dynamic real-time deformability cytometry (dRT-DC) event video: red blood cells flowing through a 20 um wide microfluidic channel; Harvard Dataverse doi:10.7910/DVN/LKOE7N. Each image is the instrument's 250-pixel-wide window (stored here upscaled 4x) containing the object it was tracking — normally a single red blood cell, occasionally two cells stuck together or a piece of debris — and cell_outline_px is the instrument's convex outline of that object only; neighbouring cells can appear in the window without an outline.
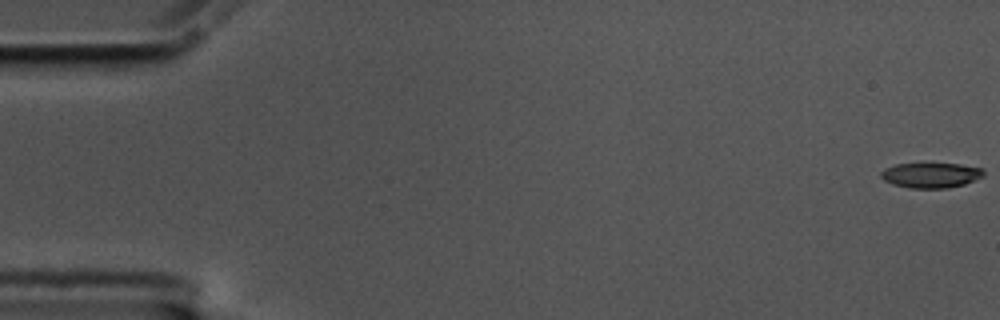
{"species": "common noctule bat (a hibernating species)", "species_latin": "Nyctalus noctula", "temperature_condition": "cold", "stored_images_in_passage": 59, "camera_frame_rate_fps": 3000, "um_per_image_px": 0.085, "animal": {"sex": "male", "body_mass_g": 17.5, "forearm_length_mm": 52.3}, "frame": {"image": 1, "passage_image": 1, "time_ms": 0.0, "image_size_px": [1000, 320], "cell_outline_px": [[984, 176], [964, 184], [948, 188], [908, 188], [892, 184], [884, 180], [880, 176], [880, 172], [884, 168], [896, 164], [924, 160], [960, 164], [984, 168]], "centroid_in_image_um": [79.1, 14.83], "position_along_channel_um": 5.9, "area_um2": 16.01}}
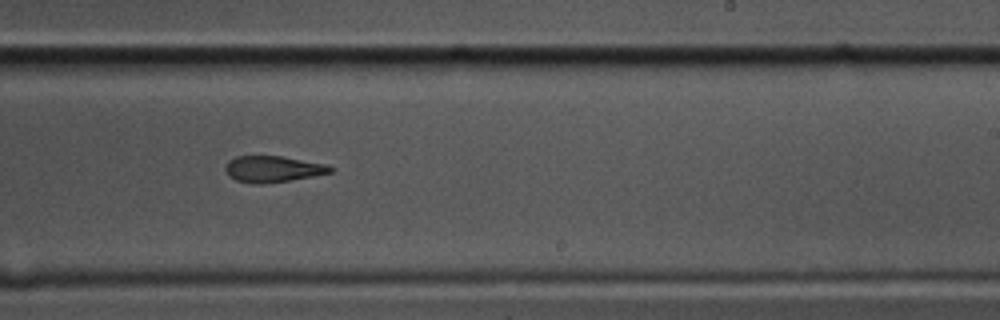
{"frame": {"image": 2, "passage_image": 36, "time_ms": 11.667, "image_size_px": [1000, 320], "cell_outline_px": [[332, 172], [312, 176], [288, 180], [260, 184], [252, 184], [236, 180], [228, 176], [224, 168], [228, 160], [236, 156], [280, 156], [328, 164], [332, 168]], "centroid_in_image_um": [23.15, 14.36], "position_along_channel_um": 265.9, "area_um2": 16.01}}
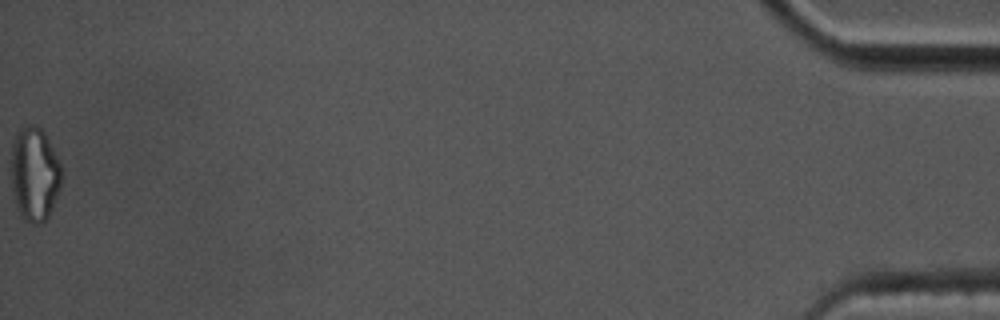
{"frame": {"image": 3, "passage_image": 59, "time_ms": 19.333, "image_size_px": [1000, 320], "cell_outline_px": [[60, 188], [52, 208], [48, 216], [40, 224], [32, 224], [24, 220], [16, 204], [12, 184], [12, 144], [20, 128], [32, 124], [36, 124], [44, 132], [60, 164]], "centroid_in_image_um": [2.93, 14.8], "position_along_channel_um": 432.3, "area_um2": 27.05}, "authors_computed_cell_mechanics": {"area_um2": 16.9932, "velocity_mm_per_s": 3.4923, "shape_relaxation_time_tau1_ms": 7.3264, "shape_relaxation_time_tau2_ms": 4.281, "deformation_change_tau1": 0.1888, "deformation_change_tau2": 0.1322}}